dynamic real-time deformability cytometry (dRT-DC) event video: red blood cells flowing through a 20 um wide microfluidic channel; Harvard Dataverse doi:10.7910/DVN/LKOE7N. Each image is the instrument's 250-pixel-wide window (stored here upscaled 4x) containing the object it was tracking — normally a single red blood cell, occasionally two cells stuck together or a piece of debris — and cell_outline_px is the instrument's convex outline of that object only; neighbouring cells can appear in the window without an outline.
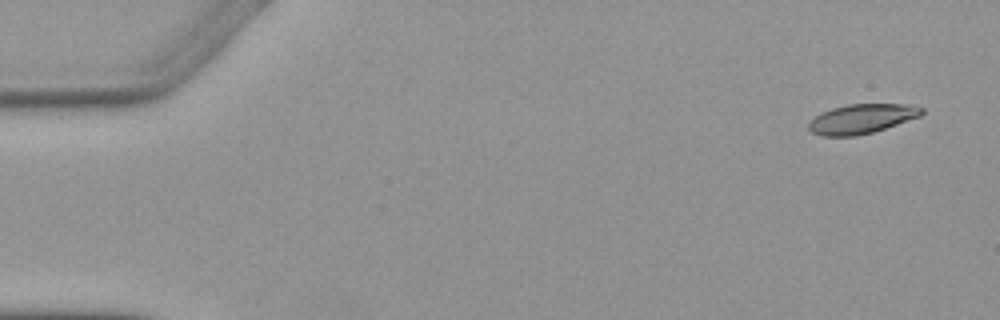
{"species": "Egyptian fruit bat (a non-hibernating species)", "species_latin": "Rousettus aegyptiacus", "temperature_condition": "warm", "stored_images_in_passage": 6, "camera_frame_rate_fps": 3000, "um_per_image_px": 0.085, "animal": {"sex": "female"}, "frame": {"image": 1, "passage_image": 1, "time_ms": 0.0, "image_size_px": [1000, 320], "cell_outline_px": [[924, 112], [920, 116], [872, 132], [856, 136], [824, 136], [812, 132], [808, 128], [808, 124], [816, 116], [832, 108], [848, 104], [904, 104], [924, 108]], "centroid_in_image_um": [73.24, 10.09], "position_along_channel_um": 11.8, "area_um2": 19.07}}